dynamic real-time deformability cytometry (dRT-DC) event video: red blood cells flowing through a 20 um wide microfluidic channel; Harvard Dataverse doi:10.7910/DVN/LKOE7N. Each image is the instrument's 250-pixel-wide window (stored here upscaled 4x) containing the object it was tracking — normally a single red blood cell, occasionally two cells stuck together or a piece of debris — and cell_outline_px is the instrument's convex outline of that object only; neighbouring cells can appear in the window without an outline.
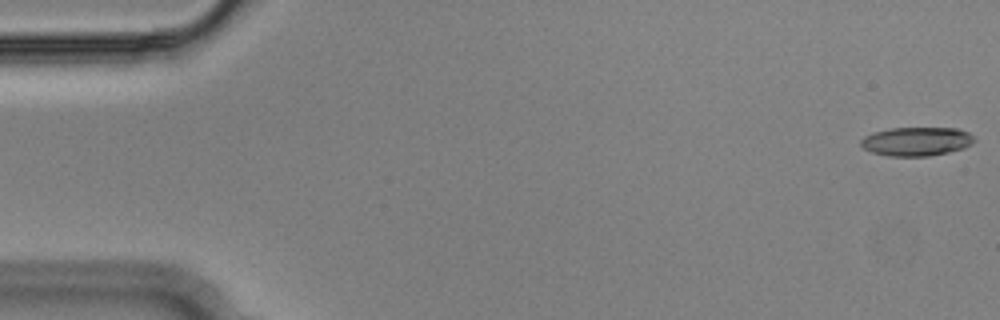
{"species": "Egyptian fruit bat (a non-hibernating species)", "species_latin": "Rousettus aegyptiacus", "temperature_condition": "cold", "stored_images_in_passage": 55, "camera_frame_rate_fps": 3000, "um_per_image_px": 0.085, "animal": {"sex": "male"}, "frame": {"image": 1, "passage_image": 1, "time_ms": 0.0, "image_size_px": [1000, 320], "cell_outline_px": [[976, 140], [972, 144], [964, 148], [948, 152], [928, 156], [888, 156], [872, 152], [864, 148], [860, 144], [860, 140], [864, 136], [888, 128], [956, 128], [968, 132]], "centroid_in_image_um": [77.91, 12.02], "position_along_channel_um": 7.1, "area_um2": 19.02}}
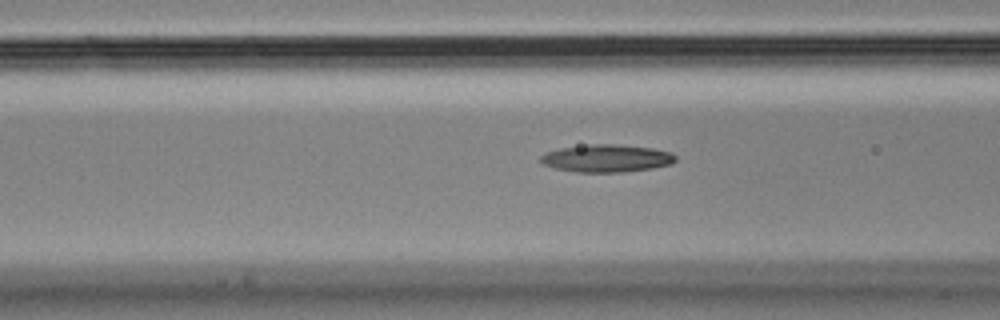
{"frame": {"image": 2, "passage_image": 21, "time_ms": 6.667, "image_size_px": [1000, 320], "cell_outline_px": [[676, 160], [672, 164], [652, 168], [620, 172], [576, 172], [556, 168], [544, 164], [540, 160], [540, 156], [548, 152], [560, 148], [592, 144], [616, 144], [652, 148], [672, 152], [676, 156]], "centroid_in_image_um": [51.6, 13.45], "position_along_channel_um": 115.0, "area_um2": 21.56}}
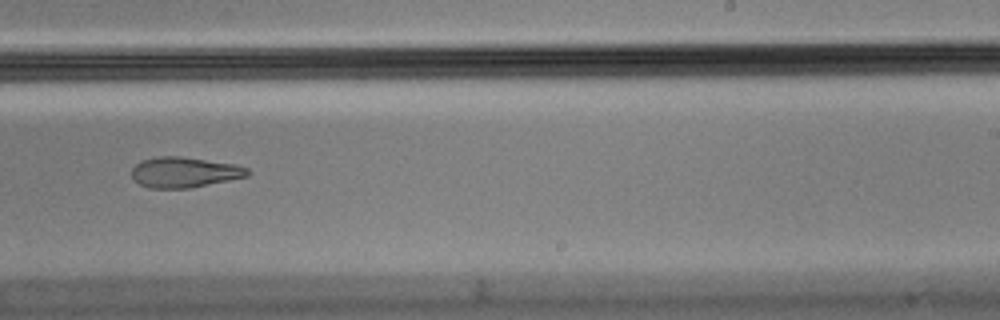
{"frame": {"image": 3, "passage_image": 34, "time_ms": 11.0, "image_size_px": [1000, 320], "cell_outline_px": [[252, 172], [248, 176], [192, 188], [148, 188], [132, 180], [132, 168], [140, 160], [156, 156], [180, 156], [236, 164], [248, 168]], "centroid_in_image_um": [15.67, 14.64], "position_along_channel_um": 273.3, "area_um2": 20.87}, "authors_computed_cell_mechanics": {"area_um2": 20.808, "velocity_mm_per_s": 3.655, "shape_relaxation_time_tau1_ms": null, "shape_relaxation_time_tau2_ms": 9.2298, "deformation_change_tau1": null, "deformation_change_tau2": 0.231}}